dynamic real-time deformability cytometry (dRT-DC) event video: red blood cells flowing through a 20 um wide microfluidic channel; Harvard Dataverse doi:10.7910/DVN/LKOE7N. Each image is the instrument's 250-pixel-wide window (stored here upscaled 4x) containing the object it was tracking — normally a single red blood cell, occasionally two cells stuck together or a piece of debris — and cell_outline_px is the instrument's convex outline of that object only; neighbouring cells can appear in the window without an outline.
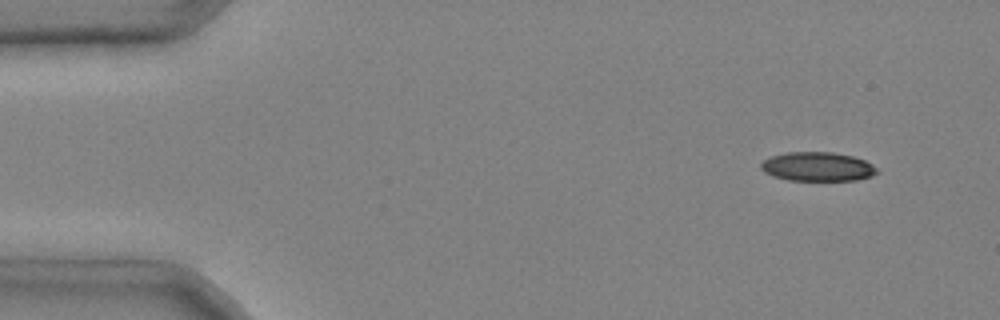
{"species": "common noctule bat (a hibernating species)", "species_latin": "Nyctalus noctula", "temperature_condition": "cold", "stored_images_in_passage": 4, "camera_frame_rate_fps": 3000, "um_per_image_px": 0.085, "animal": {"sex": "male", "body_mass_g": 20.4}, "frame": {"image": 1, "passage_image": 1, "time_ms": 0.0, "image_size_px": [1000, 320], "cell_outline_px": [[880, 172], [872, 176], [856, 180], [788, 180], [772, 176], [764, 172], [760, 168], [760, 164], [764, 160], [772, 156], [788, 152], [832, 152], [852, 156], [864, 160], [872, 164]], "centroid_in_image_um": [69.49, 14.17], "position_along_channel_um": 15.5, "area_um2": 19.65}}
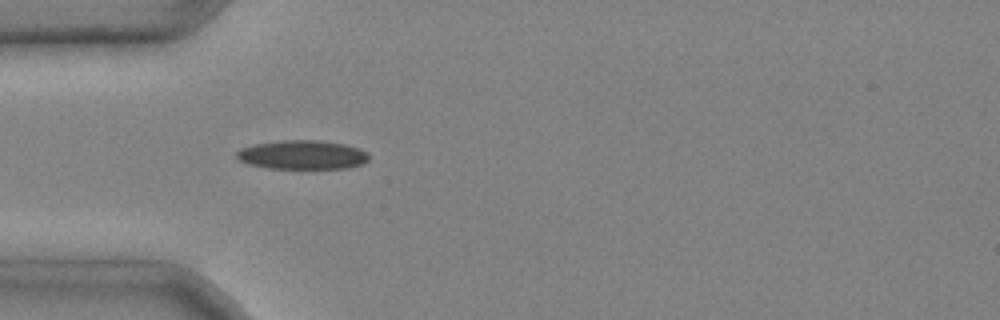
{"frame": {"image": 2, "passage_image": 4, "time_ms": 1.0, "image_size_px": [1000, 320], "cell_outline_px": [[368, 160], [364, 164], [348, 168], [268, 168], [248, 164], [240, 160], [236, 156], [236, 152], [240, 148], [252, 144], [280, 140], [320, 140], [344, 144], [368, 152]], "centroid_in_image_um": [25.68, 13.15], "position_along_channel_um": 59.3, "area_um2": 22.43}}